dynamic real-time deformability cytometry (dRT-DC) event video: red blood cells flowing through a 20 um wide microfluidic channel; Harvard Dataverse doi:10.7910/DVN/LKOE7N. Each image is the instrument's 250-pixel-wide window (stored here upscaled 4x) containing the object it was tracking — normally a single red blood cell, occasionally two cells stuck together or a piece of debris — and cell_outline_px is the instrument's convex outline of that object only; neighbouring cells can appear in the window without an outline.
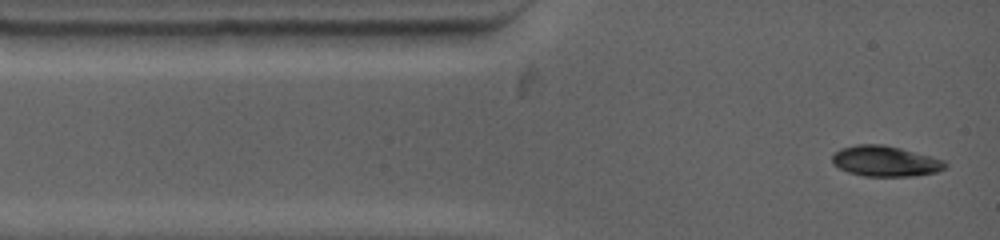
{"species": "common noctule bat (a hibernating species)", "species_latin": "Nyctalus noctula", "temperature_condition": "warm", "stored_images_in_passage": 3, "camera_frame_rate_fps": 4500, "um_per_image_px": 0.085, "animal": {"sex": "female", "body_mass_g": 19.0, "forearm_length_mm": 53.3}, "frame": {"image": 1, "passage_image": 1, "time_ms": 0.0, "image_size_px": [1000, 240], "cell_outline_px": [[948, 164], [944, 168], [936, 172], [912, 176], [864, 176], [848, 172], [832, 164], [832, 152], [840, 148], [856, 144], [880, 144], [900, 148], [932, 156], [944, 160]], "centroid_in_image_um": [75.22, 13.69], "position_along_channel_um": 9.8, "area_um2": 20.23}}
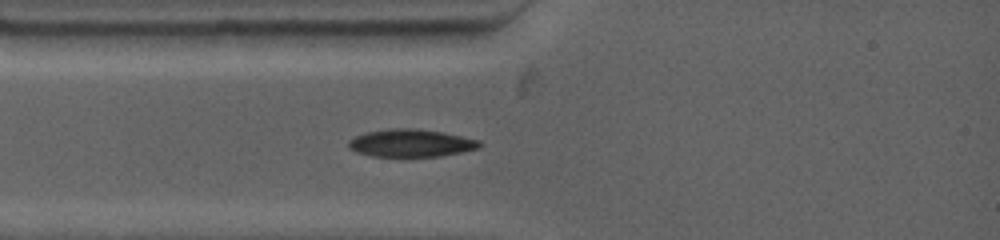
{"frame": {"image": 2, "passage_image": 3, "time_ms": 2.0, "image_size_px": [1000, 240], "cell_outline_px": [[484, 144], [480, 148], [440, 156], [372, 156], [356, 152], [348, 148], [348, 140], [364, 132], [388, 128], [420, 128], [444, 132], [480, 140]], "centroid_in_image_um": [34.94, 12.14], "position_along_channel_um": 50.1, "area_um2": 21.39}}